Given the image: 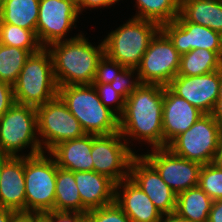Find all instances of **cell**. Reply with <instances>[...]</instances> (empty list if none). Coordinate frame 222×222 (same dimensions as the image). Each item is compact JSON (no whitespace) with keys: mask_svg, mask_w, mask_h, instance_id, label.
Segmentation results:
<instances>
[{"mask_svg":"<svg viewBox=\"0 0 222 222\" xmlns=\"http://www.w3.org/2000/svg\"><path fill=\"white\" fill-rule=\"evenodd\" d=\"M162 113L163 86L141 84L125 100L119 132L126 142L132 137L149 143L151 148L163 147Z\"/></svg>","mask_w":222,"mask_h":222,"instance_id":"1","label":"cell"},{"mask_svg":"<svg viewBox=\"0 0 222 222\" xmlns=\"http://www.w3.org/2000/svg\"><path fill=\"white\" fill-rule=\"evenodd\" d=\"M47 50L52 57L58 87L92 84L98 61L104 54V43L95 47L80 33L70 40L49 45Z\"/></svg>","mask_w":222,"mask_h":222,"instance_id":"2","label":"cell"},{"mask_svg":"<svg viewBox=\"0 0 222 222\" xmlns=\"http://www.w3.org/2000/svg\"><path fill=\"white\" fill-rule=\"evenodd\" d=\"M58 96L78 119L86 134L119 132L118 115L101 102L93 84L59 86Z\"/></svg>","mask_w":222,"mask_h":222,"instance_id":"3","label":"cell"},{"mask_svg":"<svg viewBox=\"0 0 222 222\" xmlns=\"http://www.w3.org/2000/svg\"><path fill=\"white\" fill-rule=\"evenodd\" d=\"M15 102L39 107L58 96L53 62L47 48L31 54L13 84Z\"/></svg>","mask_w":222,"mask_h":222,"instance_id":"4","label":"cell"},{"mask_svg":"<svg viewBox=\"0 0 222 222\" xmlns=\"http://www.w3.org/2000/svg\"><path fill=\"white\" fill-rule=\"evenodd\" d=\"M160 29L157 23L133 17L105 37L104 53L124 67L137 68Z\"/></svg>","mask_w":222,"mask_h":222,"instance_id":"5","label":"cell"},{"mask_svg":"<svg viewBox=\"0 0 222 222\" xmlns=\"http://www.w3.org/2000/svg\"><path fill=\"white\" fill-rule=\"evenodd\" d=\"M37 110L35 107L15 103L0 117V154L12 157L30 146L26 157L43 153L37 136Z\"/></svg>","mask_w":222,"mask_h":222,"instance_id":"6","label":"cell"},{"mask_svg":"<svg viewBox=\"0 0 222 222\" xmlns=\"http://www.w3.org/2000/svg\"><path fill=\"white\" fill-rule=\"evenodd\" d=\"M45 152L24 156L25 211L43 214L54 211L58 166Z\"/></svg>","mask_w":222,"mask_h":222,"instance_id":"7","label":"cell"},{"mask_svg":"<svg viewBox=\"0 0 222 222\" xmlns=\"http://www.w3.org/2000/svg\"><path fill=\"white\" fill-rule=\"evenodd\" d=\"M221 134L222 126L211 114H204L167 148L184 159L209 164L213 162Z\"/></svg>","mask_w":222,"mask_h":222,"instance_id":"8","label":"cell"},{"mask_svg":"<svg viewBox=\"0 0 222 222\" xmlns=\"http://www.w3.org/2000/svg\"><path fill=\"white\" fill-rule=\"evenodd\" d=\"M36 110L40 135L38 137L42 138L39 140L43 152L49 153L56 145L81 138L86 134L78 119L59 96L37 107Z\"/></svg>","mask_w":222,"mask_h":222,"instance_id":"9","label":"cell"},{"mask_svg":"<svg viewBox=\"0 0 222 222\" xmlns=\"http://www.w3.org/2000/svg\"><path fill=\"white\" fill-rule=\"evenodd\" d=\"M128 143L120 132L109 135L92 134L93 171L107 176L115 184L129 178L130 163L136 153Z\"/></svg>","mask_w":222,"mask_h":222,"instance_id":"10","label":"cell"},{"mask_svg":"<svg viewBox=\"0 0 222 222\" xmlns=\"http://www.w3.org/2000/svg\"><path fill=\"white\" fill-rule=\"evenodd\" d=\"M180 57L172 41L160 29L137 67L141 83L167 86L178 73Z\"/></svg>","mask_w":222,"mask_h":222,"instance_id":"11","label":"cell"},{"mask_svg":"<svg viewBox=\"0 0 222 222\" xmlns=\"http://www.w3.org/2000/svg\"><path fill=\"white\" fill-rule=\"evenodd\" d=\"M78 15L77 6L70 0H40L36 35L41 46L47 48L53 43L70 40L65 39V35L76 27Z\"/></svg>","mask_w":222,"mask_h":222,"instance_id":"12","label":"cell"},{"mask_svg":"<svg viewBox=\"0 0 222 222\" xmlns=\"http://www.w3.org/2000/svg\"><path fill=\"white\" fill-rule=\"evenodd\" d=\"M151 150V153L142 156L176 194L198 186L201 164L177 156L167 147Z\"/></svg>","mask_w":222,"mask_h":222,"instance_id":"13","label":"cell"},{"mask_svg":"<svg viewBox=\"0 0 222 222\" xmlns=\"http://www.w3.org/2000/svg\"><path fill=\"white\" fill-rule=\"evenodd\" d=\"M161 30L172 41L180 55L202 48L215 51L222 58V34L208 27L187 22L180 14L174 21L163 24Z\"/></svg>","mask_w":222,"mask_h":222,"instance_id":"14","label":"cell"},{"mask_svg":"<svg viewBox=\"0 0 222 222\" xmlns=\"http://www.w3.org/2000/svg\"><path fill=\"white\" fill-rule=\"evenodd\" d=\"M220 82L221 70H216L199 76L176 75L167 87L204 114H211L218 100Z\"/></svg>","mask_w":222,"mask_h":222,"instance_id":"15","label":"cell"},{"mask_svg":"<svg viewBox=\"0 0 222 222\" xmlns=\"http://www.w3.org/2000/svg\"><path fill=\"white\" fill-rule=\"evenodd\" d=\"M129 178L147 194L163 215L176 211L177 194L142 155L136 154L132 158Z\"/></svg>","mask_w":222,"mask_h":222,"instance_id":"16","label":"cell"},{"mask_svg":"<svg viewBox=\"0 0 222 222\" xmlns=\"http://www.w3.org/2000/svg\"><path fill=\"white\" fill-rule=\"evenodd\" d=\"M202 115L198 108L163 86V147L189 129Z\"/></svg>","mask_w":222,"mask_h":222,"instance_id":"17","label":"cell"},{"mask_svg":"<svg viewBox=\"0 0 222 222\" xmlns=\"http://www.w3.org/2000/svg\"><path fill=\"white\" fill-rule=\"evenodd\" d=\"M120 188L123 190L119 191ZM114 201L132 222H159L163 216L147 194L130 178L115 184Z\"/></svg>","mask_w":222,"mask_h":222,"instance_id":"18","label":"cell"},{"mask_svg":"<svg viewBox=\"0 0 222 222\" xmlns=\"http://www.w3.org/2000/svg\"><path fill=\"white\" fill-rule=\"evenodd\" d=\"M74 177L82 202V214L114 202L115 183L95 171H76Z\"/></svg>","mask_w":222,"mask_h":222,"instance_id":"19","label":"cell"},{"mask_svg":"<svg viewBox=\"0 0 222 222\" xmlns=\"http://www.w3.org/2000/svg\"><path fill=\"white\" fill-rule=\"evenodd\" d=\"M0 207L25 211L24 156H9L0 176Z\"/></svg>","mask_w":222,"mask_h":222,"instance_id":"20","label":"cell"},{"mask_svg":"<svg viewBox=\"0 0 222 222\" xmlns=\"http://www.w3.org/2000/svg\"><path fill=\"white\" fill-rule=\"evenodd\" d=\"M92 134L56 145L48 154L54 157L59 168L68 171H93L91 156Z\"/></svg>","mask_w":222,"mask_h":222,"instance_id":"21","label":"cell"},{"mask_svg":"<svg viewBox=\"0 0 222 222\" xmlns=\"http://www.w3.org/2000/svg\"><path fill=\"white\" fill-rule=\"evenodd\" d=\"M179 14L187 22L222 34V0H180Z\"/></svg>","mask_w":222,"mask_h":222,"instance_id":"22","label":"cell"},{"mask_svg":"<svg viewBox=\"0 0 222 222\" xmlns=\"http://www.w3.org/2000/svg\"><path fill=\"white\" fill-rule=\"evenodd\" d=\"M213 200L195 186L177 194L176 213L190 222H208Z\"/></svg>","mask_w":222,"mask_h":222,"instance_id":"23","label":"cell"},{"mask_svg":"<svg viewBox=\"0 0 222 222\" xmlns=\"http://www.w3.org/2000/svg\"><path fill=\"white\" fill-rule=\"evenodd\" d=\"M40 0H4L0 21L36 32Z\"/></svg>","mask_w":222,"mask_h":222,"instance_id":"24","label":"cell"},{"mask_svg":"<svg viewBox=\"0 0 222 222\" xmlns=\"http://www.w3.org/2000/svg\"><path fill=\"white\" fill-rule=\"evenodd\" d=\"M54 211L77 212L82 214L81 197L73 171L59 167L57 169Z\"/></svg>","mask_w":222,"mask_h":222,"instance_id":"25","label":"cell"},{"mask_svg":"<svg viewBox=\"0 0 222 222\" xmlns=\"http://www.w3.org/2000/svg\"><path fill=\"white\" fill-rule=\"evenodd\" d=\"M222 69V58L207 49H194L181 55L177 75L199 76Z\"/></svg>","mask_w":222,"mask_h":222,"instance_id":"26","label":"cell"},{"mask_svg":"<svg viewBox=\"0 0 222 222\" xmlns=\"http://www.w3.org/2000/svg\"><path fill=\"white\" fill-rule=\"evenodd\" d=\"M137 15L133 17L152 21L160 27L174 21L180 12V0H136Z\"/></svg>","mask_w":222,"mask_h":222,"instance_id":"27","label":"cell"},{"mask_svg":"<svg viewBox=\"0 0 222 222\" xmlns=\"http://www.w3.org/2000/svg\"><path fill=\"white\" fill-rule=\"evenodd\" d=\"M0 43L29 51L31 54L39 52L43 47L38 41L36 32L19 26L0 21Z\"/></svg>","mask_w":222,"mask_h":222,"instance_id":"28","label":"cell"},{"mask_svg":"<svg viewBox=\"0 0 222 222\" xmlns=\"http://www.w3.org/2000/svg\"><path fill=\"white\" fill-rule=\"evenodd\" d=\"M30 55L25 49L0 43V80L13 85Z\"/></svg>","mask_w":222,"mask_h":222,"instance_id":"29","label":"cell"},{"mask_svg":"<svg viewBox=\"0 0 222 222\" xmlns=\"http://www.w3.org/2000/svg\"><path fill=\"white\" fill-rule=\"evenodd\" d=\"M198 186L213 201L222 199V169L213 163L202 165Z\"/></svg>","mask_w":222,"mask_h":222,"instance_id":"30","label":"cell"},{"mask_svg":"<svg viewBox=\"0 0 222 222\" xmlns=\"http://www.w3.org/2000/svg\"><path fill=\"white\" fill-rule=\"evenodd\" d=\"M86 222H132L115 203L91 209L86 213Z\"/></svg>","mask_w":222,"mask_h":222,"instance_id":"31","label":"cell"},{"mask_svg":"<svg viewBox=\"0 0 222 222\" xmlns=\"http://www.w3.org/2000/svg\"><path fill=\"white\" fill-rule=\"evenodd\" d=\"M137 73L136 78L134 77ZM135 74V75H134ZM135 79H133V78ZM133 79V80H132ZM141 80L138 76L137 68L125 67L110 85L126 100L128 96L135 91L140 85Z\"/></svg>","mask_w":222,"mask_h":222,"instance_id":"32","label":"cell"},{"mask_svg":"<svg viewBox=\"0 0 222 222\" xmlns=\"http://www.w3.org/2000/svg\"><path fill=\"white\" fill-rule=\"evenodd\" d=\"M124 68L123 65L109 58L104 53L98 61L93 83L109 84Z\"/></svg>","mask_w":222,"mask_h":222,"instance_id":"33","label":"cell"},{"mask_svg":"<svg viewBox=\"0 0 222 222\" xmlns=\"http://www.w3.org/2000/svg\"><path fill=\"white\" fill-rule=\"evenodd\" d=\"M96 88L101 102L109 109H111L118 117H120L124 111L125 99L109 84L92 83ZM115 108H110L112 104ZM111 104V105H110Z\"/></svg>","mask_w":222,"mask_h":222,"instance_id":"34","label":"cell"},{"mask_svg":"<svg viewBox=\"0 0 222 222\" xmlns=\"http://www.w3.org/2000/svg\"><path fill=\"white\" fill-rule=\"evenodd\" d=\"M41 215L48 222H86V215L77 212L49 211Z\"/></svg>","mask_w":222,"mask_h":222,"instance_id":"35","label":"cell"},{"mask_svg":"<svg viewBox=\"0 0 222 222\" xmlns=\"http://www.w3.org/2000/svg\"><path fill=\"white\" fill-rule=\"evenodd\" d=\"M15 103L13 85L0 80V117Z\"/></svg>","mask_w":222,"mask_h":222,"instance_id":"36","label":"cell"},{"mask_svg":"<svg viewBox=\"0 0 222 222\" xmlns=\"http://www.w3.org/2000/svg\"><path fill=\"white\" fill-rule=\"evenodd\" d=\"M118 1L120 0H80V2L76 6L80 14L85 8L109 7L113 4H116V2Z\"/></svg>","mask_w":222,"mask_h":222,"instance_id":"37","label":"cell"},{"mask_svg":"<svg viewBox=\"0 0 222 222\" xmlns=\"http://www.w3.org/2000/svg\"><path fill=\"white\" fill-rule=\"evenodd\" d=\"M40 216L41 214L36 212L16 211L10 222H35Z\"/></svg>","mask_w":222,"mask_h":222,"instance_id":"38","label":"cell"},{"mask_svg":"<svg viewBox=\"0 0 222 222\" xmlns=\"http://www.w3.org/2000/svg\"><path fill=\"white\" fill-rule=\"evenodd\" d=\"M208 222H222V199L213 201Z\"/></svg>","mask_w":222,"mask_h":222,"instance_id":"39","label":"cell"},{"mask_svg":"<svg viewBox=\"0 0 222 222\" xmlns=\"http://www.w3.org/2000/svg\"><path fill=\"white\" fill-rule=\"evenodd\" d=\"M212 117L222 126V69H221V82L218 91V100L211 113Z\"/></svg>","mask_w":222,"mask_h":222,"instance_id":"40","label":"cell"},{"mask_svg":"<svg viewBox=\"0 0 222 222\" xmlns=\"http://www.w3.org/2000/svg\"><path fill=\"white\" fill-rule=\"evenodd\" d=\"M159 222H190L188 219L180 217L176 212L165 214Z\"/></svg>","mask_w":222,"mask_h":222,"instance_id":"41","label":"cell"},{"mask_svg":"<svg viewBox=\"0 0 222 222\" xmlns=\"http://www.w3.org/2000/svg\"><path fill=\"white\" fill-rule=\"evenodd\" d=\"M214 165L222 169V134L220 136L216 153L212 162Z\"/></svg>","mask_w":222,"mask_h":222,"instance_id":"42","label":"cell"},{"mask_svg":"<svg viewBox=\"0 0 222 222\" xmlns=\"http://www.w3.org/2000/svg\"><path fill=\"white\" fill-rule=\"evenodd\" d=\"M15 212L16 211H14V210L0 207V222H10L11 221V216Z\"/></svg>","mask_w":222,"mask_h":222,"instance_id":"43","label":"cell"},{"mask_svg":"<svg viewBox=\"0 0 222 222\" xmlns=\"http://www.w3.org/2000/svg\"><path fill=\"white\" fill-rule=\"evenodd\" d=\"M8 157H9L8 155L0 154V176L2 172L3 163Z\"/></svg>","mask_w":222,"mask_h":222,"instance_id":"44","label":"cell"},{"mask_svg":"<svg viewBox=\"0 0 222 222\" xmlns=\"http://www.w3.org/2000/svg\"><path fill=\"white\" fill-rule=\"evenodd\" d=\"M35 222H48L42 215Z\"/></svg>","mask_w":222,"mask_h":222,"instance_id":"45","label":"cell"},{"mask_svg":"<svg viewBox=\"0 0 222 222\" xmlns=\"http://www.w3.org/2000/svg\"><path fill=\"white\" fill-rule=\"evenodd\" d=\"M70 1H72L75 5H77L80 2V0H70Z\"/></svg>","mask_w":222,"mask_h":222,"instance_id":"46","label":"cell"},{"mask_svg":"<svg viewBox=\"0 0 222 222\" xmlns=\"http://www.w3.org/2000/svg\"><path fill=\"white\" fill-rule=\"evenodd\" d=\"M3 3H4V0H0V11L2 9Z\"/></svg>","mask_w":222,"mask_h":222,"instance_id":"47","label":"cell"}]
</instances>
